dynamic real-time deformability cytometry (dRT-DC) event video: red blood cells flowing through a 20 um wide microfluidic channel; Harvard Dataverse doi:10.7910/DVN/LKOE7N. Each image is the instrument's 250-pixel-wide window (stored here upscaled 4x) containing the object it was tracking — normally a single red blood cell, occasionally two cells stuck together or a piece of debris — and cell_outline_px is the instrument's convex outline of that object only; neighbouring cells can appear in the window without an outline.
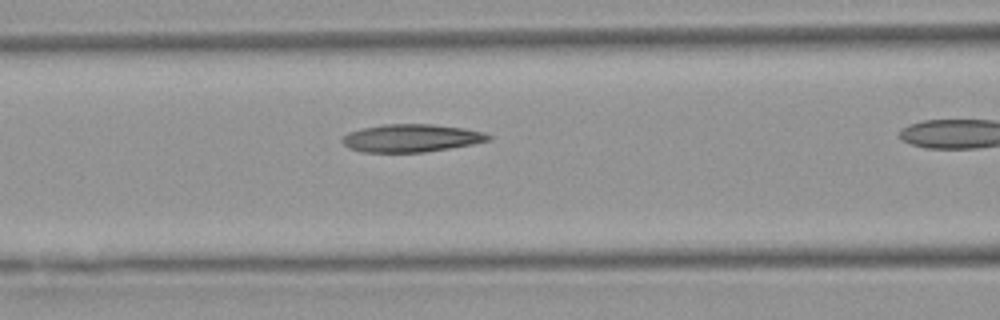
{"species": "Egyptian fruit bat (a non-hibernating species)", "species_latin": "Rousettus aegyptiacus", "temperature_condition": "warm", "stored_images_in_passage": 24, "camera_frame_rate_fps": 3000, "um_per_image_px": 0.085, "animal": {"sex": "female"}, "frame": {"image": 1, "passage_image": 4, "time_ms": 1.0, "image_size_px": [1000, 320], "cell_outline_px": [[492, 140], [472, 144], [424, 152], [360, 152], [348, 148], [340, 140], [348, 132], [364, 128], [384, 124], [432, 124], [464, 128], [484, 132], [492, 136]], "centroid_in_image_um": [34.96, 11.74], "position_along_channel_um": 131.6, "area_um2": 23.7}}
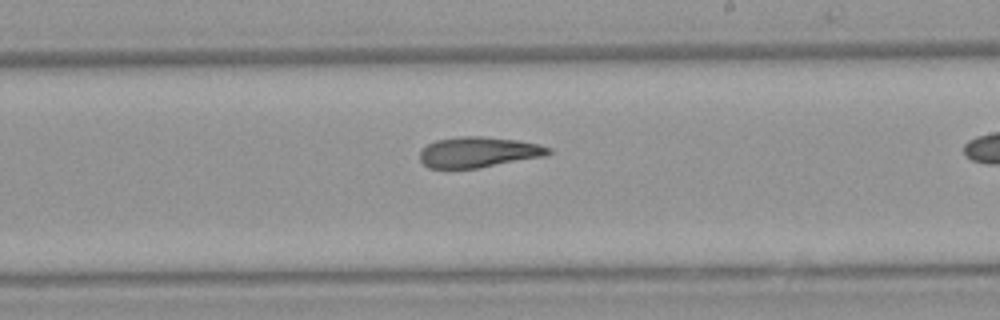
{"frame": {"image": 2, "passage_image": 13, "time_ms": 4.0, "image_size_px": [1000, 320], "cell_outline_px": [[552, 152], [544, 156], [480, 168], [428, 168], [420, 160], [420, 152], [428, 144], [436, 140], [460, 136], [480, 136], [516, 140], [540, 144], [552, 148]], "centroid_in_image_um": [40.69, 12.93], "position_along_channel_um": 248.3, "area_um2": 22.89}}
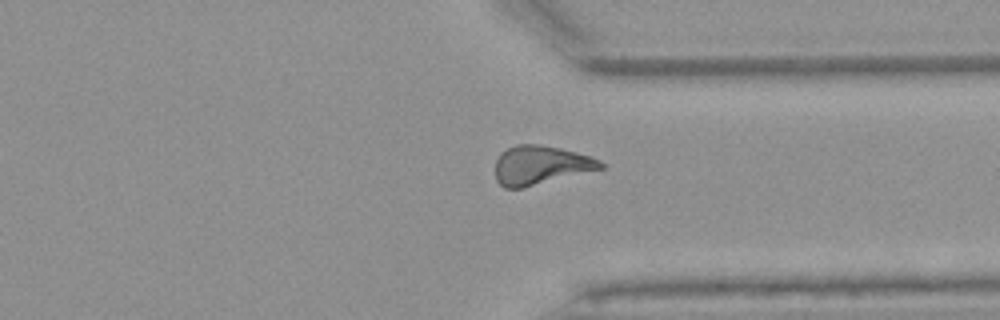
{"frame": {"image": 3, "passage_image": 22, "time_ms": 7.0, "image_size_px": [1000, 320], "cell_outline_px": [[604, 168], [524, 188], [504, 188], [496, 180], [496, 160], [500, 152], [516, 144], [540, 144], [560, 148], [592, 156], [600, 160], [604, 164]], "centroid_in_image_um": [45.95, 14.04], "position_along_channel_um": 365.4, "area_um2": 24.04}}